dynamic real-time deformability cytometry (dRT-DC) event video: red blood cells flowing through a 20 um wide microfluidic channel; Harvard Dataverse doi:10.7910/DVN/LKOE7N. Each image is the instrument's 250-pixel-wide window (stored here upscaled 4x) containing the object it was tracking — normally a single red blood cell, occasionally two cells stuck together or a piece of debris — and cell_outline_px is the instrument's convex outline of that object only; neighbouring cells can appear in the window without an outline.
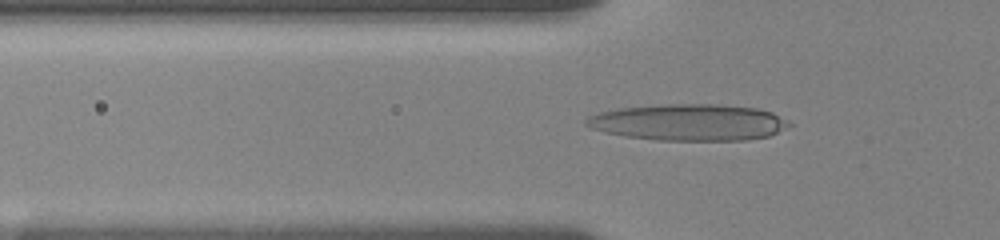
{"species": "human", "species_latin": "Homo sapiens", "temperature_condition": "room temperature", "stored_images_in_passage": 57, "camera_frame_rate_fps": 3000, "um_per_image_px": 0.085, "donor": {"sex": "female"}, "frame": {"image": 1, "passage_image": 19, "time_ms": 6.0, "image_size_px": [1000, 240], "cell_outline_px": [[792, 124], [768, 136], [748, 140], [656, 140], [624, 136], [604, 132], [592, 128], [584, 124], [584, 120], [588, 116], [600, 112], [620, 108], [664, 104], [716, 104], [756, 108], [772, 112], [788, 120]], "centroid_in_image_um": [58.53, 10.4], "position_along_channel_um": 67.3, "area_um2": 43.12}}
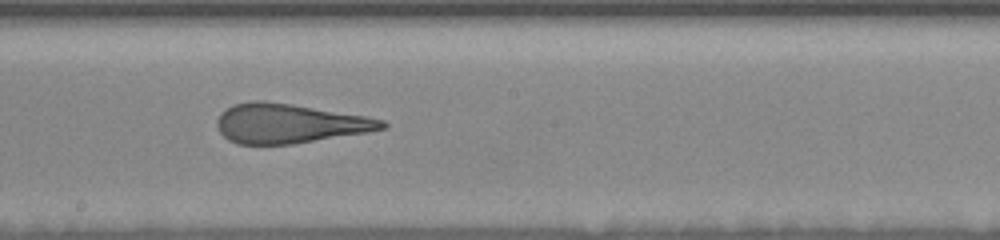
{"frame": {"image": 2, "passage_image": 32, "time_ms": 10.333, "image_size_px": [1000, 240], "cell_outline_px": [[388, 128], [368, 132], [292, 144], [236, 144], [228, 140], [220, 132], [216, 124], [216, 120], [220, 112], [232, 104], [252, 100], [264, 100], [292, 104], [364, 116], [384, 120], [388, 124]], "centroid_in_image_um": [24.55, 10.49], "position_along_channel_um": 223.6, "area_um2": 38.03}}
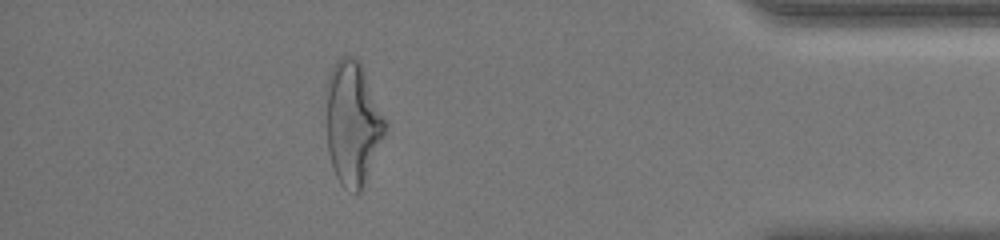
{"frame": {"image": 3, "passage_image": 50, "time_ms": 16.333, "image_size_px": [1000, 240], "cell_outline_px": [[384, 132], [364, 184], [360, 192], [356, 192], [344, 188], [340, 184], [336, 176], [328, 152], [324, 92], [328, 76], [336, 60], [344, 56], [356, 56], [360, 64], [384, 120]], "centroid_in_image_um": [29.88, 10.45], "position_along_channel_um": 405.3, "area_um2": 41.62}}